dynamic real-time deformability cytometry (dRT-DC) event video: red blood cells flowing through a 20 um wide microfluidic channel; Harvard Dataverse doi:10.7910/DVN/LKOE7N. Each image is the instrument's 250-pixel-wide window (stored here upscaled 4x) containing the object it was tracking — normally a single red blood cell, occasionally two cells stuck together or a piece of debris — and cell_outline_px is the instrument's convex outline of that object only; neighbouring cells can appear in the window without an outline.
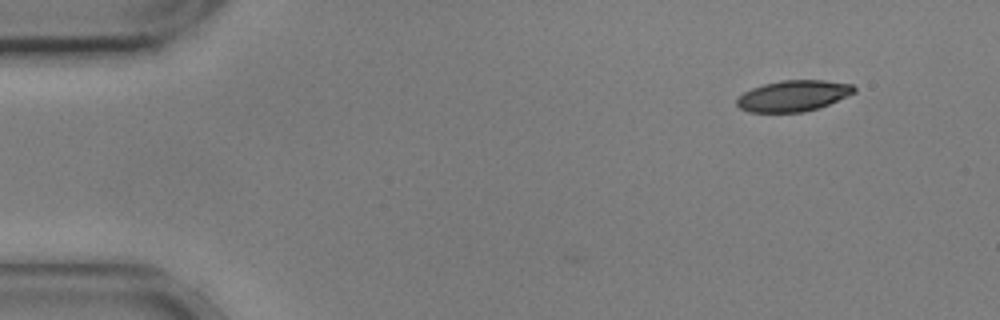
{"species": "common noctule bat (a hibernating species)", "species_latin": "Nyctalus noctula", "temperature_condition": "cold", "stored_images_in_passage": 4, "camera_frame_rate_fps": 3000, "um_per_image_px": 0.085, "animal": {"sex": "male", "body_mass_g": 17.9, "forearm_length_mm": 54.2}, "frame": {"image": 1, "passage_image": 4, "time_ms": 1.0, "image_size_px": [1000, 320], "cell_outline_px": [[856, 92], [828, 104], [804, 112], [748, 112], [740, 108], [736, 104], [736, 100], [744, 92], [752, 88], [764, 84], [784, 80], [824, 80], [852, 84], [856, 88]], "centroid_in_image_um": [67.43, 8.14], "position_along_channel_um": 17.6, "area_um2": 21.04}}